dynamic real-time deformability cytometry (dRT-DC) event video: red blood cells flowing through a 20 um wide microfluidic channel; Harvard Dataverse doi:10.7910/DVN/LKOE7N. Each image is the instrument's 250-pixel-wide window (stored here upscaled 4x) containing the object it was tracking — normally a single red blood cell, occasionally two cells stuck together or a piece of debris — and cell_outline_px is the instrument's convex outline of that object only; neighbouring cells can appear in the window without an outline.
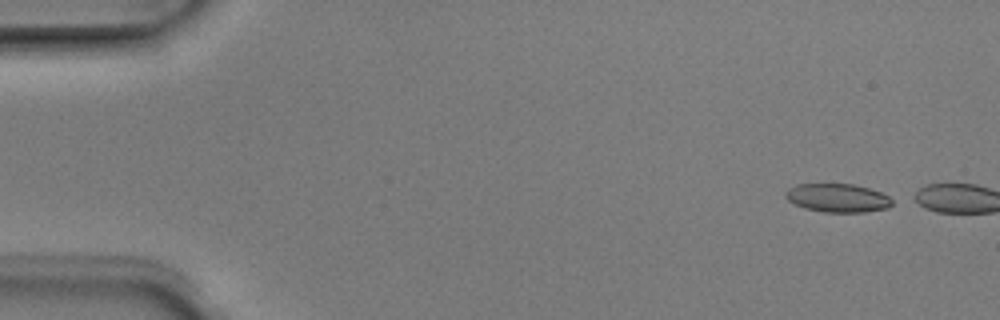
{"species": "Egyptian fruit bat (a non-hibernating species)", "species_latin": "Rousettus aegyptiacus", "temperature_condition": "room temperature", "stored_images_in_passage": 2, "camera_frame_rate_fps": 3000, "um_per_image_px": 0.085, "animal": {"sex": "male"}, "frame": {"image": 1, "passage_image": 1, "time_ms": 0.0, "image_size_px": [1000, 320], "cell_outline_px": [[892, 204], [888, 208], [864, 212], [824, 212], [804, 208], [788, 200], [784, 196], [784, 192], [788, 188], [796, 184], [852, 184], [868, 188], [880, 192], [888, 196], [892, 200]], "centroid_in_image_um": [71.17, 16.82], "position_along_channel_um": 13.8, "area_um2": 17.69}}